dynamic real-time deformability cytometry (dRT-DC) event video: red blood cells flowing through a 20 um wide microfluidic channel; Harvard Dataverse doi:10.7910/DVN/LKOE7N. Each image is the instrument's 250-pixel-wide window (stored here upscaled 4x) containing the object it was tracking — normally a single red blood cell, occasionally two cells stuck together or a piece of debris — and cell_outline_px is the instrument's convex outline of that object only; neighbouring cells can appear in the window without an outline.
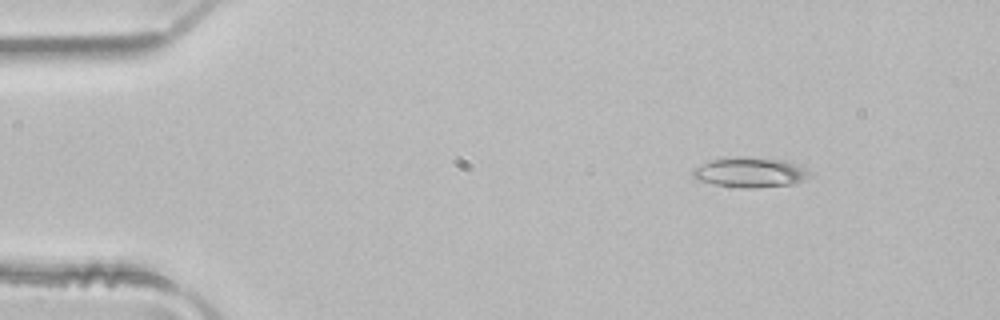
{"species": "common noctule bat (a hibernating species)", "species_latin": "Nyctalus noctula", "temperature_condition": "room temperature", "stored_images_in_passage": 3, "camera_frame_rate_fps": 3000, "um_per_image_px": 0.085, "animal": {"sex": "male", "body_mass_g": 21.5, "forearm_length_mm": 52.0}, "frame": {"image": 1, "passage_image": 2, "time_ms": 0.333, "image_size_px": [1000, 320], "cell_outline_px": [[816, 172], [812, 176], [796, 184], [752, 188], [740, 188], [712, 184], [700, 180], [692, 176], [692, 168], [712, 160], [740, 156], [744, 156], [784, 160]], "centroid_in_image_um": [63.82, 14.66], "position_along_channel_um": 21.2, "area_um2": 20.75}}